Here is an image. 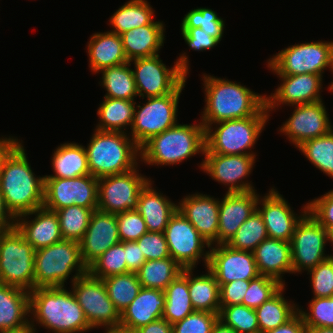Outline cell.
Here are the masks:
<instances>
[{"label": "cell", "instance_id": "cell-1", "mask_svg": "<svg viewBox=\"0 0 333 333\" xmlns=\"http://www.w3.org/2000/svg\"><path fill=\"white\" fill-rule=\"evenodd\" d=\"M27 158L23 143L16 137L0 151V191L15 218L44 205L45 177L35 175Z\"/></svg>", "mask_w": 333, "mask_h": 333}, {"label": "cell", "instance_id": "cell-2", "mask_svg": "<svg viewBox=\"0 0 333 333\" xmlns=\"http://www.w3.org/2000/svg\"><path fill=\"white\" fill-rule=\"evenodd\" d=\"M202 79L206 104L200 116L203 126L255 116L266 105V94L255 93L240 82L206 73Z\"/></svg>", "mask_w": 333, "mask_h": 333}, {"label": "cell", "instance_id": "cell-3", "mask_svg": "<svg viewBox=\"0 0 333 333\" xmlns=\"http://www.w3.org/2000/svg\"><path fill=\"white\" fill-rule=\"evenodd\" d=\"M30 323L52 333H84L93 329L73 291L62 287L35 288L29 292ZM36 325H35V323Z\"/></svg>", "mask_w": 333, "mask_h": 333}, {"label": "cell", "instance_id": "cell-4", "mask_svg": "<svg viewBox=\"0 0 333 333\" xmlns=\"http://www.w3.org/2000/svg\"><path fill=\"white\" fill-rule=\"evenodd\" d=\"M84 146L90 174L99 179L129 172L140 163V148L128 133L94 130ZM128 134V135H127Z\"/></svg>", "mask_w": 333, "mask_h": 333}, {"label": "cell", "instance_id": "cell-5", "mask_svg": "<svg viewBox=\"0 0 333 333\" xmlns=\"http://www.w3.org/2000/svg\"><path fill=\"white\" fill-rule=\"evenodd\" d=\"M205 127L179 124L153 136L140 148V161L147 165H176L196 154H204Z\"/></svg>", "mask_w": 333, "mask_h": 333}, {"label": "cell", "instance_id": "cell-6", "mask_svg": "<svg viewBox=\"0 0 333 333\" xmlns=\"http://www.w3.org/2000/svg\"><path fill=\"white\" fill-rule=\"evenodd\" d=\"M269 118L270 114L265 105L255 116L224 120L211 124L210 126H204V153L256 155V153L251 150L257 140H259L258 138L264 130L266 123L269 121Z\"/></svg>", "mask_w": 333, "mask_h": 333}, {"label": "cell", "instance_id": "cell-7", "mask_svg": "<svg viewBox=\"0 0 333 333\" xmlns=\"http://www.w3.org/2000/svg\"><path fill=\"white\" fill-rule=\"evenodd\" d=\"M87 272L88 268L81 257L80 242L62 239L35 251L34 289L62 287L72 273L71 283Z\"/></svg>", "mask_w": 333, "mask_h": 333}, {"label": "cell", "instance_id": "cell-8", "mask_svg": "<svg viewBox=\"0 0 333 333\" xmlns=\"http://www.w3.org/2000/svg\"><path fill=\"white\" fill-rule=\"evenodd\" d=\"M182 52L171 68L160 59V55L138 58L133 62L134 81L140 98L161 97L172 93L190 72L189 56Z\"/></svg>", "mask_w": 333, "mask_h": 333}, {"label": "cell", "instance_id": "cell-9", "mask_svg": "<svg viewBox=\"0 0 333 333\" xmlns=\"http://www.w3.org/2000/svg\"><path fill=\"white\" fill-rule=\"evenodd\" d=\"M187 78L170 94L161 97H148L147 102L135 106L131 133L128 134L141 148L153 136L178 123V104ZM138 108V109H137Z\"/></svg>", "mask_w": 333, "mask_h": 333}, {"label": "cell", "instance_id": "cell-10", "mask_svg": "<svg viewBox=\"0 0 333 333\" xmlns=\"http://www.w3.org/2000/svg\"><path fill=\"white\" fill-rule=\"evenodd\" d=\"M35 250L16 227L0 231V282L32 291Z\"/></svg>", "mask_w": 333, "mask_h": 333}, {"label": "cell", "instance_id": "cell-11", "mask_svg": "<svg viewBox=\"0 0 333 333\" xmlns=\"http://www.w3.org/2000/svg\"><path fill=\"white\" fill-rule=\"evenodd\" d=\"M333 41H312L290 45L268 59L267 67L276 75L312 73L322 75L330 68Z\"/></svg>", "mask_w": 333, "mask_h": 333}, {"label": "cell", "instance_id": "cell-12", "mask_svg": "<svg viewBox=\"0 0 333 333\" xmlns=\"http://www.w3.org/2000/svg\"><path fill=\"white\" fill-rule=\"evenodd\" d=\"M71 285V290L84 311L88 324L93 329L105 327L104 333L119 329L120 313L108 297L102 279L87 272L79 276Z\"/></svg>", "mask_w": 333, "mask_h": 333}, {"label": "cell", "instance_id": "cell-13", "mask_svg": "<svg viewBox=\"0 0 333 333\" xmlns=\"http://www.w3.org/2000/svg\"><path fill=\"white\" fill-rule=\"evenodd\" d=\"M327 242L330 243V232L307 211L298 221L290 241L293 273L309 271L329 258L325 254Z\"/></svg>", "mask_w": 333, "mask_h": 333}, {"label": "cell", "instance_id": "cell-14", "mask_svg": "<svg viewBox=\"0 0 333 333\" xmlns=\"http://www.w3.org/2000/svg\"><path fill=\"white\" fill-rule=\"evenodd\" d=\"M164 235L172 257L183 269H194L200 258L208 266L211 244L177 210L165 228ZM207 246V251L205 248ZM196 266V267H195Z\"/></svg>", "mask_w": 333, "mask_h": 333}, {"label": "cell", "instance_id": "cell-15", "mask_svg": "<svg viewBox=\"0 0 333 333\" xmlns=\"http://www.w3.org/2000/svg\"><path fill=\"white\" fill-rule=\"evenodd\" d=\"M151 178L139 174L138 166L133 170L98 179V210L117 214L136 210L141 190Z\"/></svg>", "mask_w": 333, "mask_h": 333}, {"label": "cell", "instance_id": "cell-16", "mask_svg": "<svg viewBox=\"0 0 333 333\" xmlns=\"http://www.w3.org/2000/svg\"><path fill=\"white\" fill-rule=\"evenodd\" d=\"M72 205L98 208V179L91 174L74 178H45L43 207L55 212Z\"/></svg>", "mask_w": 333, "mask_h": 333}, {"label": "cell", "instance_id": "cell-17", "mask_svg": "<svg viewBox=\"0 0 333 333\" xmlns=\"http://www.w3.org/2000/svg\"><path fill=\"white\" fill-rule=\"evenodd\" d=\"M200 168L214 181L224 184L227 193L256 190L251 181L245 180L251 175L256 155H224L204 153Z\"/></svg>", "mask_w": 333, "mask_h": 333}, {"label": "cell", "instance_id": "cell-18", "mask_svg": "<svg viewBox=\"0 0 333 333\" xmlns=\"http://www.w3.org/2000/svg\"><path fill=\"white\" fill-rule=\"evenodd\" d=\"M294 111L279 128L297 148L304 141L328 134L333 125L323 101L293 105Z\"/></svg>", "mask_w": 333, "mask_h": 333}, {"label": "cell", "instance_id": "cell-19", "mask_svg": "<svg viewBox=\"0 0 333 333\" xmlns=\"http://www.w3.org/2000/svg\"><path fill=\"white\" fill-rule=\"evenodd\" d=\"M209 251L207 268L219 287L239 279L250 281L259 275L253 252L233 249L227 244L213 245Z\"/></svg>", "mask_w": 333, "mask_h": 333}, {"label": "cell", "instance_id": "cell-20", "mask_svg": "<svg viewBox=\"0 0 333 333\" xmlns=\"http://www.w3.org/2000/svg\"><path fill=\"white\" fill-rule=\"evenodd\" d=\"M292 209L288 201L274 187L263 197L259 196L257 211L263 218L268 238L291 241L298 221L308 211V203L303 205L299 215Z\"/></svg>", "mask_w": 333, "mask_h": 333}, {"label": "cell", "instance_id": "cell-21", "mask_svg": "<svg viewBox=\"0 0 333 333\" xmlns=\"http://www.w3.org/2000/svg\"><path fill=\"white\" fill-rule=\"evenodd\" d=\"M281 83L274 93L266 95V107L275 111L281 105L293 106L323 100L321 96L323 75L312 73L298 75H277Z\"/></svg>", "mask_w": 333, "mask_h": 333}, {"label": "cell", "instance_id": "cell-22", "mask_svg": "<svg viewBox=\"0 0 333 333\" xmlns=\"http://www.w3.org/2000/svg\"><path fill=\"white\" fill-rule=\"evenodd\" d=\"M120 242L116 214L94 210L80 241L83 263L88 268L107 249Z\"/></svg>", "mask_w": 333, "mask_h": 333}, {"label": "cell", "instance_id": "cell-23", "mask_svg": "<svg viewBox=\"0 0 333 333\" xmlns=\"http://www.w3.org/2000/svg\"><path fill=\"white\" fill-rule=\"evenodd\" d=\"M256 191L226 192L219 200L217 245L227 244L243 222L257 210L260 195Z\"/></svg>", "mask_w": 333, "mask_h": 333}, {"label": "cell", "instance_id": "cell-24", "mask_svg": "<svg viewBox=\"0 0 333 333\" xmlns=\"http://www.w3.org/2000/svg\"><path fill=\"white\" fill-rule=\"evenodd\" d=\"M178 210L211 246L217 245L219 198L198 192L189 194L178 202Z\"/></svg>", "mask_w": 333, "mask_h": 333}, {"label": "cell", "instance_id": "cell-25", "mask_svg": "<svg viewBox=\"0 0 333 333\" xmlns=\"http://www.w3.org/2000/svg\"><path fill=\"white\" fill-rule=\"evenodd\" d=\"M29 216H34V219L28 220ZM15 227L35 251L63 239L58 215L44 207L17 216Z\"/></svg>", "mask_w": 333, "mask_h": 333}, {"label": "cell", "instance_id": "cell-26", "mask_svg": "<svg viewBox=\"0 0 333 333\" xmlns=\"http://www.w3.org/2000/svg\"><path fill=\"white\" fill-rule=\"evenodd\" d=\"M164 291L141 288L137 297L120 314L119 330L133 333L135 330L163 317Z\"/></svg>", "mask_w": 333, "mask_h": 333}, {"label": "cell", "instance_id": "cell-27", "mask_svg": "<svg viewBox=\"0 0 333 333\" xmlns=\"http://www.w3.org/2000/svg\"><path fill=\"white\" fill-rule=\"evenodd\" d=\"M259 275L277 279L285 286L283 274H293L291 261V243L267 238L253 251Z\"/></svg>", "mask_w": 333, "mask_h": 333}, {"label": "cell", "instance_id": "cell-28", "mask_svg": "<svg viewBox=\"0 0 333 333\" xmlns=\"http://www.w3.org/2000/svg\"><path fill=\"white\" fill-rule=\"evenodd\" d=\"M164 25L163 21H153L121 34L123 50L128 61L158 55L165 42Z\"/></svg>", "mask_w": 333, "mask_h": 333}, {"label": "cell", "instance_id": "cell-29", "mask_svg": "<svg viewBox=\"0 0 333 333\" xmlns=\"http://www.w3.org/2000/svg\"><path fill=\"white\" fill-rule=\"evenodd\" d=\"M152 182L141 190L136 210L144 219L148 232L164 233L169 220L178 210V204L157 192Z\"/></svg>", "mask_w": 333, "mask_h": 333}, {"label": "cell", "instance_id": "cell-30", "mask_svg": "<svg viewBox=\"0 0 333 333\" xmlns=\"http://www.w3.org/2000/svg\"><path fill=\"white\" fill-rule=\"evenodd\" d=\"M87 44L89 67L93 73L129 62L123 50L121 36L116 33H94Z\"/></svg>", "mask_w": 333, "mask_h": 333}, {"label": "cell", "instance_id": "cell-31", "mask_svg": "<svg viewBox=\"0 0 333 333\" xmlns=\"http://www.w3.org/2000/svg\"><path fill=\"white\" fill-rule=\"evenodd\" d=\"M29 316V291L0 282V332L25 326Z\"/></svg>", "mask_w": 333, "mask_h": 333}, {"label": "cell", "instance_id": "cell-32", "mask_svg": "<svg viewBox=\"0 0 333 333\" xmlns=\"http://www.w3.org/2000/svg\"><path fill=\"white\" fill-rule=\"evenodd\" d=\"M51 160L54 175H45V178H74L90 174L85 148L78 143L59 145Z\"/></svg>", "mask_w": 333, "mask_h": 333}, {"label": "cell", "instance_id": "cell-33", "mask_svg": "<svg viewBox=\"0 0 333 333\" xmlns=\"http://www.w3.org/2000/svg\"><path fill=\"white\" fill-rule=\"evenodd\" d=\"M207 272L194 276L195 269H188V288L191 304L195 311L219 314V284L214 274L205 267Z\"/></svg>", "mask_w": 333, "mask_h": 333}, {"label": "cell", "instance_id": "cell-34", "mask_svg": "<svg viewBox=\"0 0 333 333\" xmlns=\"http://www.w3.org/2000/svg\"><path fill=\"white\" fill-rule=\"evenodd\" d=\"M136 104L135 100L104 97L97 110V116L100 122H98L95 129L129 132L127 131V129H129L127 127L129 126L131 129Z\"/></svg>", "mask_w": 333, "mask_h": 333}, {"label": "cell", "instance_id": "cell-35", "mask_svg": "<svg viewBox=\"0 0 333 333\" xmlns=\"http://www.w3.org/2000/svg\"><path fill=\"white\" fill-rule=\"evenodd\" d=\"M285 289L283 286L268 301L255 309L259 331L262 333L284 325L298 313L299 305L285 299Z\"/></svg>", "mask_w": 333, "mask_h": 333}, {"label": "cell", "instance_id": "cell-36", "mask_svg": "<svg viewBox=\"0 0 333 333\" xmlns=\"http://www.w3.org/2000/svg\"><path fill=\"white\" fill-rule=\"evenodd\" d=\"M165 309L163 319L171 325L183 320L195 310L191 304L188 288V269H183L164 290Z\"/></svg>", "mask_w": 333, "mask_h": 333}, {"label": "cell", "instance_id": "cell-37", "mask_svg": "<svg viewBox=\"0 0 333 333\" xmlns=\"http://www.w3.org/2000/svg\"><path fill=\"white\" fill-rule=\"evenodd\" d=\"M154 10L147 0H129L110 17V32L121 35L133 28L151 24Z\"/></svg>", "mask_w": 333, "mask_h": 333}, {"label": "cell", "instance_id": "cell-38", "mask_svg": "<svg viewBox=\"0 0 333 333\" xmlns=\"http://www.w3.org/2000/svg\"><path fill=\"white\" fill-rule=\"evenodd\" d=\"M131 63L102 69L100 86L105 89L104 97L113 99L135 100L138 95Z\"/></svg>", "mask_w": 333, "mask_h": 333}, {"label": "cell", "instance_id": "cell-39", "mask_svg": "<svg viewBox=\"0 0 333 333\" xmlns=\"http://www.w3.org/2000/svg\"><path fill=\"white\" fill-rule=\"evenodd\" d=\"M182 271L183 268L172 257H167L160 260H146L137 275L143 288L164 291Z\"/></svg>", "mask_w": 333, "mask_h": 333}, {"label": "cell", "instance_id": "cell-40", "mask_svg": "<svg viewBox=\"0 0 333 333\" xmlns=\"http://www.w3.org/2000/svg\"><path fill=\"white\" fill-rule=\"evenodd\" d=\"M105 284L108 297L121 314L137 297L142 288L137 273L111 275L102 279Z\"/></svg>", "mask_w": 333, "mask_h": 333}, {"label": "cell", "instance_id": "cell-41", "mask_svg": "<svg viewBox=\"0 0 333 333\" xmlns=\"http://www.w3.org/2000/svg\"><path fill=\"white\" fill-rule=\"evenodd\" d=\"M297 148L311 164L333 179V129L324 136L304 141Z\"/></svg>", "mask_w": 333, "mask_h": 333}, {"label": "cell", "instance_id": "cell-42", "mask_svg": "<svg viewBox=\"0 0 333 333\" xmlns=\"http://www.w3.org/2000/svg\"><path fill=\"white\" fill-rule=\"evenodd\" d=\"M96 209L72 205L56 210L62 238L80 242L87 230L91 215Z\"/></svg>", "mask_w": 333, "mask_h": 333}, {"label": "cell", "instance_id": "cell-43", "mask_svg": "<svg viewBox=\"0 0 333 333\" xmlns=\"http://www.w3.org/2000/svg\"><path fill=\"white\" fill-rule=\"evenodd\" d=\"M267 238V229L263 218L256 210L238 228L236 234L230 239L227 245L233 249L253 252Z\"/></svg>", "mask_w": 333, "mask_h": 333}, {"label": "cell", "instance_id": "cell-44", "mask_svg": "<svg viewBox=\"0 0 333 333\" xmlns=\"http://www.w3.org/2000/svg\"><path fill=\"white\" fill-rule=\"evenodd\" d=\"M88 272L100 279L127 273L125 242H120L107 249L88 267Z\"/></svg>", "mask_w": 333, "mask_h": 333}, {"label": "cell", "instance_id": "cell-45", "mask_svg": "<svg viewBox=\"0 0 333 333\" xmlns=\"http://www.w3.org/2000/svg\"><path fill=\"white\" fill-rule=\"evenodd\" d=\"M218 320L237 333L259 332L255 309L245 305L220 306Z\"/></svg>", "mask_w": 333, "mask_h": 333}, {"label": "cell", "instance_id": "cell-46", "mask_svg": "<svg viewBox=\"0 0 333 333\" xmlns=\"http://www.w3.org/2000/svg\"><path fill=\"white\" fill-rule=\"evenodd\" d=\"M197 27H200L220 42L224 34L225 20L219 17L217 12L208 7H197L184 15L181 28Z\"/></svg>", "mask_w": 333, "mask_h": 333}, {"label": "cell", "instance_id": "cell-47", "mask_svg": "<svg viewBox=\"0 0 333 333\" xmlns=\"http://www.w3.org/2000/svg\"><path fill=\"white\" fill-rule=\"evenodd\" d=\"M306 310L298 309L306 328H333V297H313Z\"/></svg>", "mask_w": 333, "mask_h": 333}, {"label": "cell", "instance_id": "cell-48", "mask_svg": "<svg viewBox=\"0 0 333 333\" xmlns=\"http://www.w3.org/2000/svg\"><path fill=\"white\" fill-rule=\"evenodd\" d=\"M284 285L277 279L258 275L256 278L249 281V287L243 299V305L256 309L264 302L268 301L275 295Z\"/></svg>", "mask_w": 333, "mask_h": 333}, {"label": "cell", "instance_id": "cell-49", "mask_svg": "<svg viewBox=\"0 0 333 333\" xmlns=\"http://www.w3.org/2000/svg\"><path fill=\"white\" fill-rule=\"evenodd\" d=\"M116 217L118 235L121 242L137 241L143 234L148 232L146 223L137 210L117 213Z\"/></svg>", "mask_w": 333, "mask_h": 333}, {"label": "cell", "instance_id": "cell-50", "mask_svg": "<svg viewBox=\"0 0 333 333\" xmlns=\"http://www.w3.org/2000/svg\"><path fill=\"white\" fill-rule=\"evenodd\" d=\"M313 297H333V261L330 258L307 271Z\"/></svg>", "mask_w": 333, "mask_h": 333}, {"label": "cell", "instance_id": "cell-51", "mask_svg": "<svg viewBox=\"0 0 333 333\" xmlns=\"http://www.w3.org/2000/svg\"><path fill=\"white\" fill-rule=\"evenodd\" d=\"M217 320L216 313L194 311L172 325L173 333H211Z\"/></svg>", "mask_w": 333, "mask_h": 333}, {"label": "cell", "instance_id": "cell-52", "mask_svg": "<svg viewBox=\"0 0 333 333\" xmlns=\"http://www.w3.org/2000/svg\"><path fill=\"white\" fill-rule=\"evenodd\" d=\"M145 260H160L170 257L169 248L164 233L147 232L137 241Z\"/></svg>", "mask_w": 333, "mask_h": 333}, {"label": "cell", "instance_id": "cell-53", "mask_svg": "<svg viewBox=\"0 0 333 333\" xmlns=\"http://www.w3.org/2000/svg\"><path fill=\"white\" fill-rule=\"evenodd\" d=\"M308 211L331 233L333 231V189L308 202Z\"/></svg>", "mask_w": 333, "mask_h": 333}, {"label": "cell", "instance_id": "cell-54", "mask_svg": "<svg viewBox=\"0 0 333 333\" xmlns=\"http://www.w3.org/2000/svg\"><path fill=\"white\" fill-rule=\"evenodd\" d=\"M180 29L185 43L191 50L203 52L204 50L212 49L220 43L216 38L207 34L200 27Z\"/></svg>", "mask_w": 333, "mask_h": 333}, {"label": "cell", "instance_id": "cell-55", "mask_svg": "<svg viewBox=\"0 0 333 333\" xmlns=\"http://www.w3.org/2000/svg\"><path fill=\"white\" fill-rule=\"evenodd\" d=\"M249 281L235 280L223 284L219 288L220 306L243 305Z\"/></svg>", "mask_w": 333, "mask_h": 333}, {"label": "cell", "instance_id": "cell-56", "mask_svg": "<svg viewBox=\"0 0 333 333\" xmlns=\"http://www.w3.org/2000/svg\"><path fill=\"white\" fill-rule=\"evenodd\" d=\"M127 272L137 273L145 263V257L136 241H125Z\"/></svg>", "mask_w": 333, "mask_h": 333}, {"label": "cell", "instance_id": "cell-57", "mask_svg": "<svg viewBox=\"0 0 333 333\" xmlns=\"http://www.w3.org/2000/svg\"><path fill=\"white\" fill-rule=\"evenodd\" d=\"M265 333H307V328L304 324L302 316L297 313L284 325L278 326L276 329L267 331Z\"/></svg>", "mask_w": 333, "mask_h": 333}, {"label": "cell", "instance_id": "cell-58", "mask_svg": "<svg viewBox=\"0 0 333 333\" xmlns=\"http://www.w3.org/2000/svg\"><path fill=\"white\" fill-rule=\"evenodd\" d=\"M133 333H173V328L166 319L161 318L140 327Z\"/></svg>", "mask_w": 333, "mask_h": 333}, {"label": "cell", "instance_id": "cell-59", "mask_svg": "<svg viewBox=\"0 0 333 333\" xmlns=\"http://www.w3.org/2000/svg\"><path fill=\"white\" fill-rule=\"evenodd\" d=\"M16 218L6 208L4 198L0 191V231H5L15 227Z\"/></svg>", "mask_w": 333, "mask_h": 333}, {"label": "cell", "instance_id": "cell-60", "mask_svg": "<svg viewBox=\"0 0 333 333\" xmlns=\"http://www.w3.org/2000/svg\"><path fill=\"white\" fill-rule=\"evenodd\" d=\"M211 333H237L234 329L224 325L220 320L214 324Z\"/></svg>", "mask_w": 333, "mask_h": 333}, {"label": "cell", "instance_id": "cell-61", "mask_svg": "<svg viewBox=\"0 0 333 333\" xmlns=\"http://www.w3.org/2000/svg\"><path fill=\"white\" fill-rule=\"evenodd\" d=\"M36 328L32 326V324L29 322L25 326H22L17 329H11V330H6L0 333H36Z\"/></svg>", "mask_w": 333, "mask_h": 333}, {"label": "cell", "instance_id": "cell-62", "mask_svg": "<svg viewBox=\"0 0 333 333\" xmlns=\"http://www.w3.org/2000/svg\"><path fill=\"white\" fill-rule=\"evenodd\" d=\"M307 333H333L331 327L307 328Z\"/></svg>", "mask_w": 333, "mask_h": 333}, {"label": "cell", "instance_id": "cell-63", "mask_svg": "<svg viewBox=\"0 0 333 333\" xmlns=\"http://www.w3.org/2000/svg\"><path fill=\"white\" fill-rule=\"evenodd\" d=\"M329 69L333 73V49H332V52H331V60H330V68ZM328 89H329L330 92L333 93V80L329 84Z\"/></svg>", "mask_w": 333, "mask_h": 333}, {"label": "cell", "instance_id": "cell-64", "mask_svg": "<svg viewBox=\"0 0 333 333\" xmlns=\"http://www.w3.org/2000/svg\"><path fill=\"white\" fill-rule=\"evenodd\" d=\"M12 136L9 137H0V151L5 147V145L12 139Z\"/></svg>", "mask_w": 333, "mask_h": 333}, {"label": "cell", "instance_id": "cell-65", "mask_svg": "<svg viewBox=\"0 0 333 333\" xmlns=\"http://www.w3.org/2000/svg\"><path fill=\"white\" fill-rule=\"evenodd\" d=\"M108 333H130V332H125V331H122V330H114V331H111V332H108Z\"/></svg>", "mask_w": 333, "mask_h": 333}, {"label": "cell", "instance_id": "cell-66", "mask_svg": "<svg viewBox=\"0 0 333 333\" xmlns=\"http://www.w3.org/2000/svg\"><path fill=\"white\" fill-rule=\"evenodd\" d=\"M330 243L333 245V231L330 233Z\"/></svg>", "mask_w": 333, "mask_h": 333}, {"label": "cell", "instance_id": "cell-67", "mask_svg": "<svg viewBox=\"0 0 333 333\" xmlns=\"http://www.w3.org/2000/svg\"><path fill=\"white\" fill-rule=\"evenodd\" d=\"M329 258L333 261V254L331 255H329Z\"/></svg>", "mask_w": 333, "mask_h": 333}]
</instances>
